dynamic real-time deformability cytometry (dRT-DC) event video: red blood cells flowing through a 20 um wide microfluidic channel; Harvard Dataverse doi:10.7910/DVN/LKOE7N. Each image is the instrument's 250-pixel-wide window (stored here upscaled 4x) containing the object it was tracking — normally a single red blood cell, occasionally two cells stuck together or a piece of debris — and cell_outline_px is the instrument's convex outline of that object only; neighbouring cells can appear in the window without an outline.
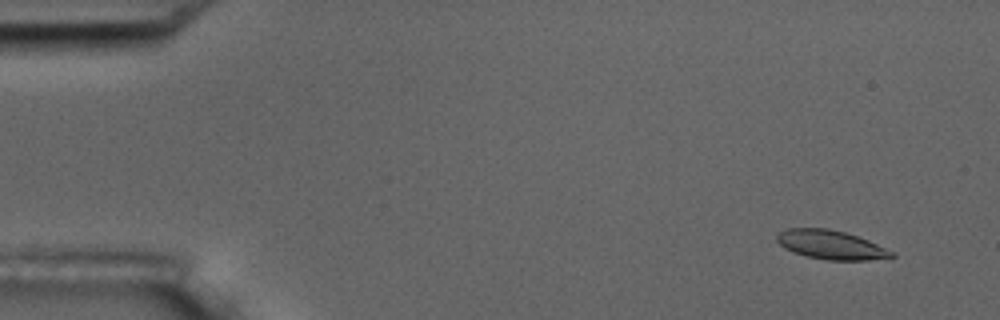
{"species": "common noctule bat (a hibernating species)", "species_latin": "Nyctalus noctula", "temperature_condition": "room temperature", "stored_images_in_passage": 7, "camera_frame_rate_fps": 3000, "um_per_image_px": 0.085, "animal": {"sex": "male", "body_mass_g": 17.5, "forearm_length_mm": 52.3}, "frame": {"image": 1, "passage_image": 2, "time_ms": 1.333, "image_size_px": [1000, 320], "cell_outline_px": [[896, 256], [892, 260], [828, 260], [808, 256], [784, 248], [776, 240], [776, 236], [780, 232], [788, 228], [828, 228], [844, 232], [868, 240], [896, 252]], "centroid_in_image_um": [70.73, 20.82], "position_along_channel_um": 14.3, "area_um2": 19.54}}
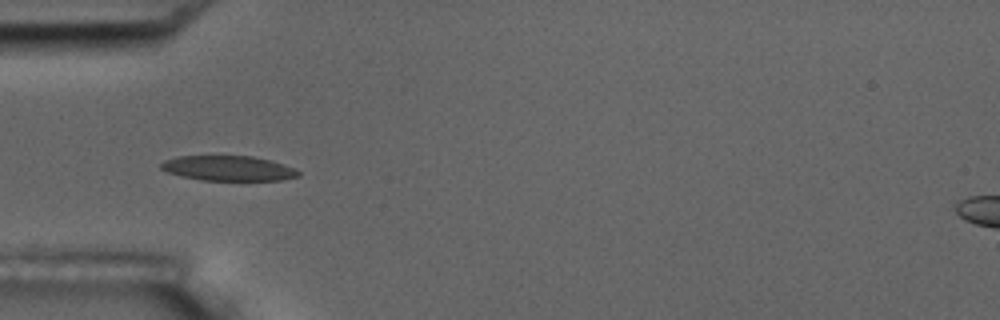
{"frame": {"image": 2, "passage_image": 6, "time_ms": 6.0, "image_size_px": [1000, 320], "cell_outline_px": [[300, 176], [280, 180], [200, 180], [180, 176], [168, 172], [160, 168], [160, 164], [164, 160], [176, 156], [252, 156], [272, 160], [292, 168], [300, 172]], "centroid_in_image_um": [19.37, 14.3], "position_along_channel_um": 65.6, "area_um2": 20.0}}